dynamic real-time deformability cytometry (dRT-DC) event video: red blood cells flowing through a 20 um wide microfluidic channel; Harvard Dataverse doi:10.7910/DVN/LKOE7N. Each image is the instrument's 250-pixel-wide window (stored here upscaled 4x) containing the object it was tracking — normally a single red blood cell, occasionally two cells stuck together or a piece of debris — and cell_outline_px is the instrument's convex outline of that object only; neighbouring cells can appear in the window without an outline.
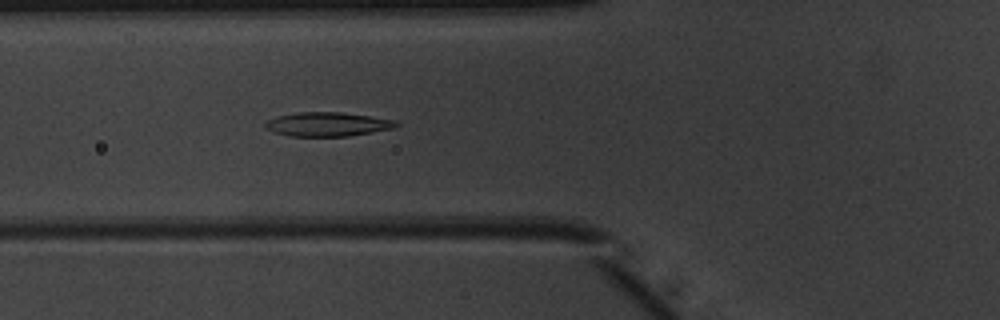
{"species": "common noctule bat (a hibernating species)", "species_latin": "Nyctalus noctula", "temperature_condition": "warm", "stored_images_in_passage": 44, "camera_frame_rate_fps": 3000, "um_per_image_px": 0.085, "animal": {"sex": "male", "body_mass_g": 20.1, "forearm_length_mm": 53.5}, "frame": {"image": 1, "passage_image": 12, "time_ms": 3.667, "image_size_px": [1000, 320], "cell_outline_px": [[400, 124], [396, 128], [348, 136], [288, 136], [272, 132], [264, 128], [264, 124], [268, 120], [276, 116], [300, 112], [340, 112], [396, 120]], "centroid_in_image_um": [27.82, 10.56], "position_along_channel_um": 98.0, "area_um2": 18.44}}
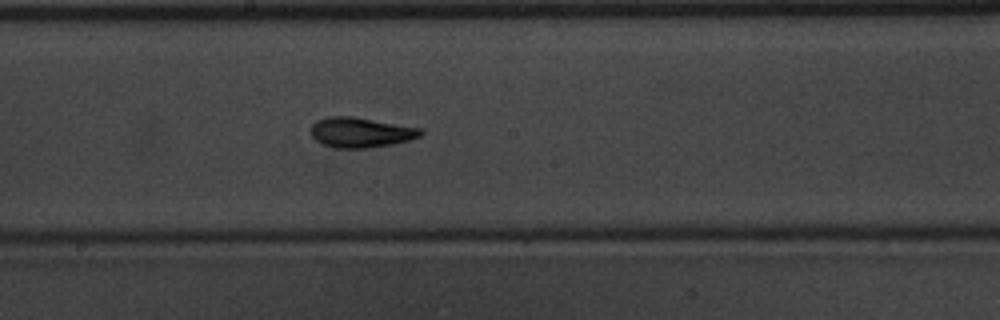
{"frame": {"image": 2, "passage_image": 21, "time_ms": 6.667, "image_size_px": [1000, 320], "cell_outline_px": [[424, 132], [420, 136], [408, 140], [392, 144], [368, 148], [336, 148], [320, 144], [312, 136], [312, 124], [316, 120], [328, 116], [352, 116], [424, 128]], "centroid_in_image_um": [30.67, 11.25], "position_along_channel_um": 217.5, "area_um2": 19.42}}
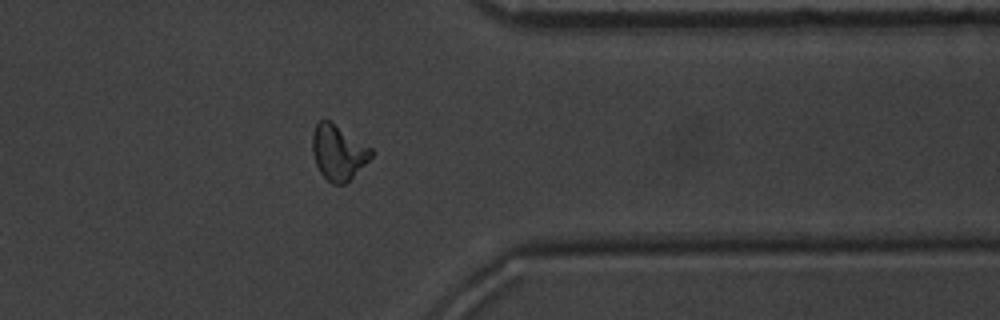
{"frame": {"image": 3, "passage_image": 34, "time_ms": 11.0, "image_size_px": [1000, 320], "cell_outline_px": [[376, 152], [344, 184], [332, 184], [320, 172], [316, 164], [312, 152], [312, 136], [316, 124], [320, 120], [328, 120], [372, 148]], "centroid_in_image_um": [28.74, 12.95], "position_along_channel_um": 382.7, "area_um2": 18.5}, "authors_computed_cell_mechanics": {"area_um2": 18.1492, "velocity_mm_per_s": 3.9708, "shape_relaxation_time_tau1_ms": 4.7401, "shape_relaxation_time_tau2_ms": 2.4549, "deformation_change_tau1": 0.18, "deformation_change_tau2": 0.0887}}